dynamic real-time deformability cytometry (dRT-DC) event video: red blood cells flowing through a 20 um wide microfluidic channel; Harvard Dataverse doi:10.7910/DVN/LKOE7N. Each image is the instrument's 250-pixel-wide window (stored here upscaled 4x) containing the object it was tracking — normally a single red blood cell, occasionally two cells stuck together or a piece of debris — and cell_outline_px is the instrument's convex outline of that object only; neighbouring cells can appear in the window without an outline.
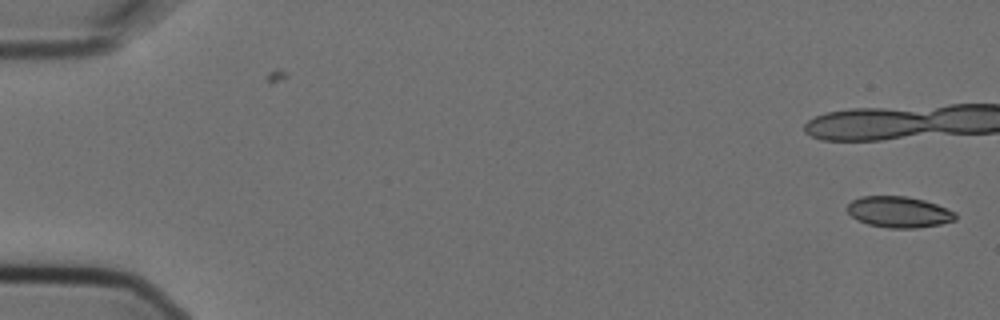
{"species": "Egyptian fruit bat (a non-hibernating species)", "species_latin": "Rousettus aegyptiacus", "temperature_condition": "cold", "stored_images_in_passage": 2, "camera_frame_rate_fps": 3000, "um_per_image_px": 0.085, "animal": {"sex": "female"}, "frame": {"image": 1, "passage_image": 2, "time_ms": 0.333, "image_size_px": [1000, 320], "cell_outline_px": [[956, 220], [940, 224], [916, 228], [888, 228], [868, 224], [852, 216], [848, 212], [848, 204], [852, 200], [860, 196], [908, 196], [924, 200], [936, 204], [956, 212]], "centroid_in_image_um": [76.42, 18.01], "position_along_channel_um": 8.6, "area_um2": 19.54}}